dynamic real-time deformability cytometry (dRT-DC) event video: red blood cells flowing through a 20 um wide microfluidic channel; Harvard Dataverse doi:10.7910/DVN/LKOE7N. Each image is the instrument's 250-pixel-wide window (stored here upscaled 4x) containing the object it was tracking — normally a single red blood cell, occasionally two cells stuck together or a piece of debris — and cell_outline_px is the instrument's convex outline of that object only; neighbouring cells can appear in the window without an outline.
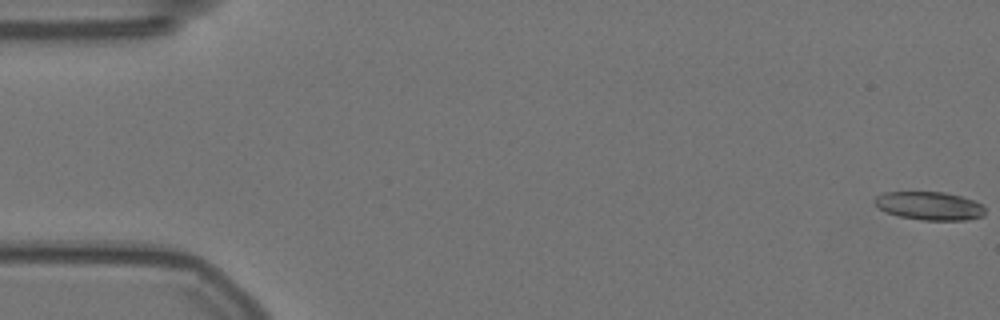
{"species": "Egyptian fruit bat (a non-hibernating species)", "species_latin": "Rousettus aegyptiacus", "temperature_condition": "warm", "stored_images_in_passage": 39, "camera_frame_rate_fps": 3000, "um_per_image_px": 0.085, "animal": {"sex": "female"}, "frame": {"image": 1, "passage_image": 1, "time_ms": 0.0, "image_size_px": [1000, 320], "cell_outline_px": [[984, 216], [964, 220], [924, 220], [900, 216], [884, 212], [872, 200], [880, 192], [944, 192], [976, 200], [984, 208]], "centroid_in_image_um": [78.98, 17.49], "position_along_channel_um": 6.0, "area_um2": 18.26}}
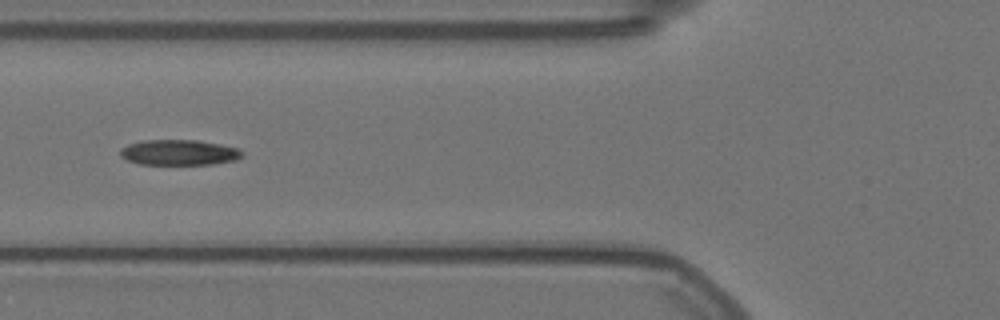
{"frame": {"image": 2, "passage_image": 22, "time_ms": 7.0, "image_size_px": [1000, 320], "cell_outline_px": [[244, 156], [236, 160], [212, 164], [140, 164], [128, 160], [120, 156], [120, 148], [128, 144], [140, 140], [200, 140], [240, 148], [244, 152]], "centroid_in_image_um": [15.25, 12.95], "position_along_channel_um": 110.5, "area_um2": 18.32}}
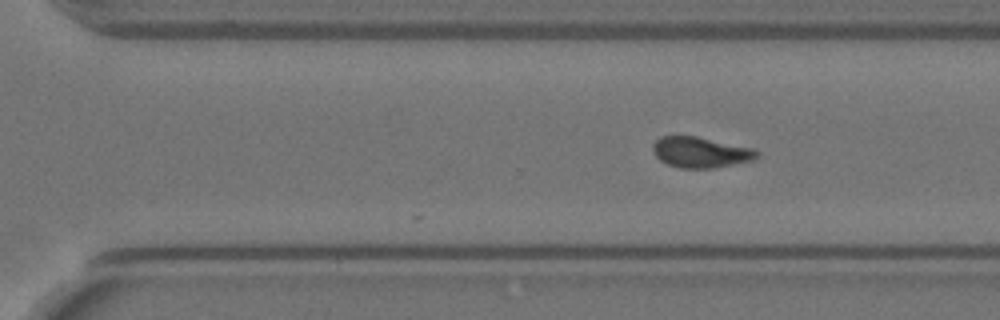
{"frame": {"image": 3, "passage_image": 39, "time_ms": 12.667, "image_size_px": [1000, 320], "cell_outline_px": [[760, 156], [756, 160], [712, 168], [680, 168], [668, 164], [660, 160], [652, 152], [652, 144], [660, 136], [696, 136], [756, 148], [760, 152]], "centroid_in_image_um": [59.6, 12.94], "position_along_channel_um": 311.0, "area_um2": 18.96}}